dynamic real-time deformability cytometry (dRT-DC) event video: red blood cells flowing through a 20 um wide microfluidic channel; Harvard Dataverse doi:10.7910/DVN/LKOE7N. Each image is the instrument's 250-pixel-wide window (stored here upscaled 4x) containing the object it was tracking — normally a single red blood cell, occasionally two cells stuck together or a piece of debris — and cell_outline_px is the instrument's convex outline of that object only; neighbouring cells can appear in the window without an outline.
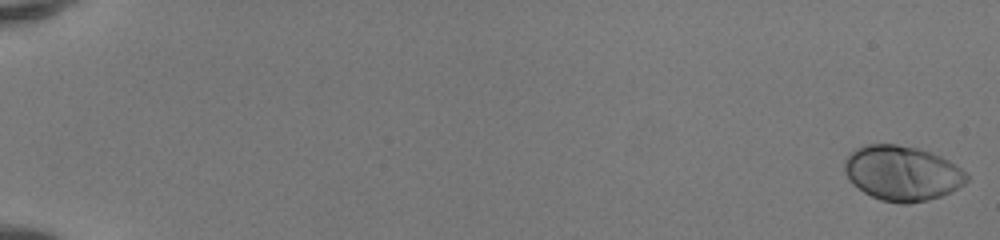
{"species": "human", "species_latin": "Homo sapiens", "temperature_condition": "room temperature", "stored_images_in_passage": 52, "camera_frame_rate_fps": 3000, "um_per_image_px": 0.085, "donor": {"sex": "female"}, "frame": {"image": 1, "passage_image": 1, "time_ms": 0.0, "image_size_px": [1000, 240], "cell_outline_px": [[968, 180], [964, 184], [952, 192], [928, 200], [908, 204], [900, 204], [880, 200], [864, 192], [852, 184], [844, 172], [844, 160], [856, 148], [864, 144], [896, 144], [916, 148], [940, 156], [948, 160], [960, 168], [968, 176]], "centroid_in_image_um": [76.66, 14.73], "position_along_channel_um": 8.3, "area_um2": 39.13}}
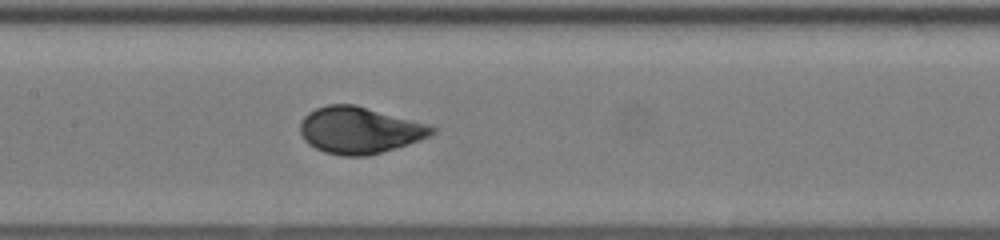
{"frame": {"image": 2, "passage_image": 28, "time_ms": 9.0, "image_size_px": [1000, 240], "cell_outline_px": [[436, 132], [420, 140], [396, 148], [364, 156], [340, 156], [324, 152], [308, 144], [304, 140], [300, 132], [300, 124], [304, 116], [308, 112], [316, 108], [328, 104], [356, 104], [424, 124], [436, 128]], "centroid_in_image_um": [30.5, 11.07], "position_along_channel_um": 176.9, "area_um2": 35.55}}
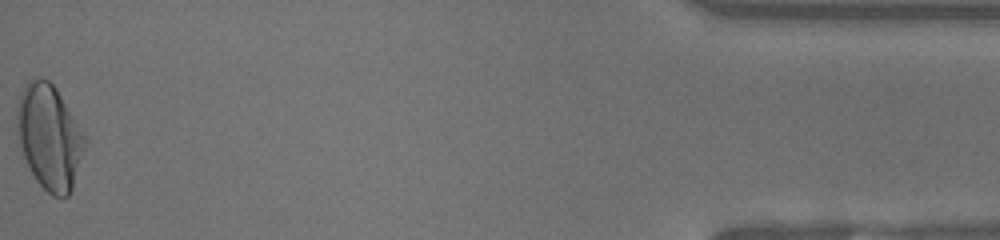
{"frame": {"image": 3, "passage_image": 52, "time_ms": 17.0, "image_size_px": [1000, 240], "cell_outline_px": [[88, 140], [72, 188], [68, 196], [52, 196], [36, 180], [28, 168], [16, 144], [16, 108], [20, 96], [28, 80], [36, 76], [40, 76], [48, 80], [56, 88], [88, 136]], "centroid_in_image_um": [4.18, 11.62], "position_along_channel_um": 431.0, "area_um2": 42.48}, "authors_computed_cell_mechanics": {"area_um2": 36.5585, "velocity_mm_per_s": 4.16, "shape_relaxation_time_tau1_ms": 2.7816, "shape_relaxation_time_tau2_ms": null, "deformation_change_tau1": 0.1721, "deformation_change_tau2": null}}